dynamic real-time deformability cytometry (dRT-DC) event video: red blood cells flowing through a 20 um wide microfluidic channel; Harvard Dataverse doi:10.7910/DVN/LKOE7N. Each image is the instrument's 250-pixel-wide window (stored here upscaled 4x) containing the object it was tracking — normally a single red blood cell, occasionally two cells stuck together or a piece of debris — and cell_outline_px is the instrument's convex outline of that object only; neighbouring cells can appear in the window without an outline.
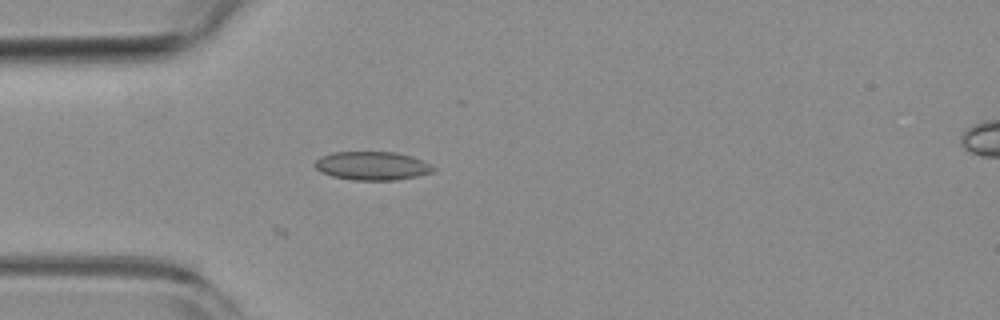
{"species": "common noctule bat (a hibernating species)", "species_latin": "Nyctalus noctula", "temperature_condition": "room temperature", "stored_images_in_passage": 2, "camera_frame_rate_fps": 3000, "um_per_image_px": 0.085, "animal": {"sex": "female", "body_mass_g": 19.3, "forearm_length_mm": 54.1}, "frame": {"image": 1, "passage_image": 2, "time_ms": 0.333, "image_size_px": [1000, 320], "cell_outline_px": [[436, 168], [432, 172], [416, 176], [396, 180], [352, 180], [332, 176], [320, 172], [312, 164], [320, 156], [332, 152], [396, 152], [412, 156], [424, 160], [432, 164]], "centroid_in_image_um": [31.63, 14.09], "position_along_channel_um": 53.4, "area_um2": 19.94}}